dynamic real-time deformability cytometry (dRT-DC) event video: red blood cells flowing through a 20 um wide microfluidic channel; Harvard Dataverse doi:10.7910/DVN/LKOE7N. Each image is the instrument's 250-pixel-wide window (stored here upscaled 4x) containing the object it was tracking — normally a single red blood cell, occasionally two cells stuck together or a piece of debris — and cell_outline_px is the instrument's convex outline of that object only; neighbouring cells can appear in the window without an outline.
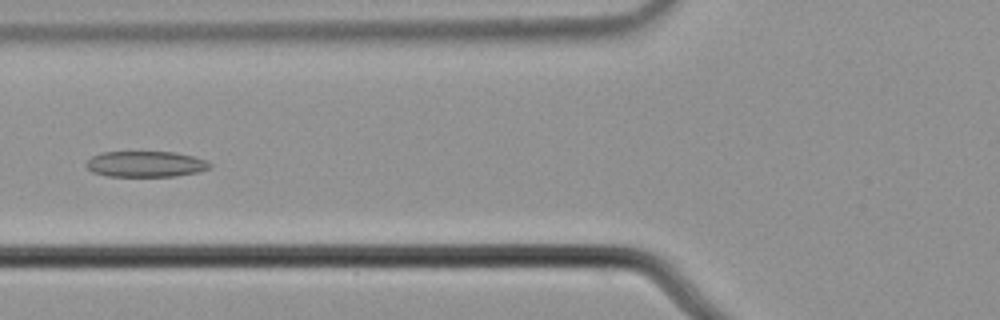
{"species": "common noctule bat (a hibernating species)", "species_latin": "Nyctalus noctula", "temperature_condition": "cold", "stored_images_in_passage": 6, "camera_frame_rate_fps": 3000, "um_per_image_px": 0.085, "animal": {"sex": "male", "body_mass_g": 21.5, "forearm_length_mm": 52.0}, "frame": {"image": 1, "passage_image": 6, "time_ms": 1.667, "image_size_px": [1000, 320], "cell_outline_px": [[212, 164], [208, 168], [200, 172], [176, 176], [108, 176], [92, 172], [84, 164], [92, 156], [100, 152], [176, 152], [192, 156], [204, 160]], "centroid_in_image_um": [12.36, 13.94], "position_along_channel_um": 113.4, "area_um2": 18.61}}